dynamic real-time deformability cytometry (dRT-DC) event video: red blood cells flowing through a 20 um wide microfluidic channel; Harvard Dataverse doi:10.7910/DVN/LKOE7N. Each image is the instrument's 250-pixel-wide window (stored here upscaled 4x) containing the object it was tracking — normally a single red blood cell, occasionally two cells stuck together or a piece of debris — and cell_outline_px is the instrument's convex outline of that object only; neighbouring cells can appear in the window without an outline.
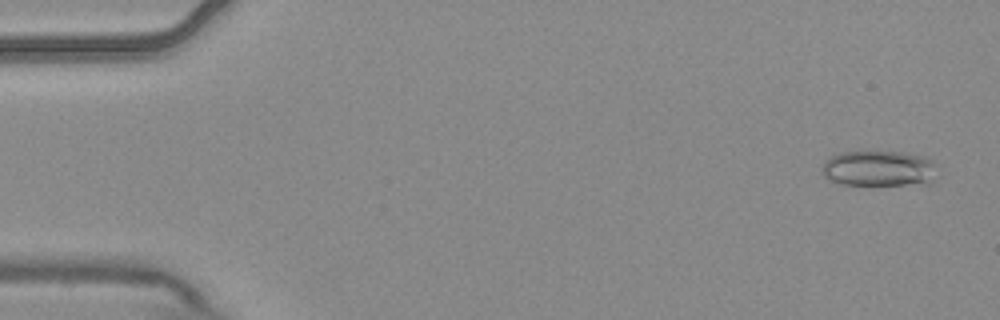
{"species": "common noctule bat (a hibernating species)", "species_latin": "Nyctalus noctula", "temperature_condition": "warm", "stored_images_in_passage": 6, "camera_frame_rate_fps": 3000, "um_per_image_px": 0.085, "animal": {"sex": "male", "body_mass_g": 20.4}, "frame": {"image": 1, "passage_image": 1, "time_ms": 0.0, "image_size_px": [1000, 320], "cell_outline_px": [[932, 184], [840, 184], [824, 176], [820, 168], [832, 156], [840, 152], [900, 152], [924, 156], [932, 160]], "centroid_in_image_um": [74.67, 14.32], "position_along_channel_um": 10.3, "area_um2": 23.41}}
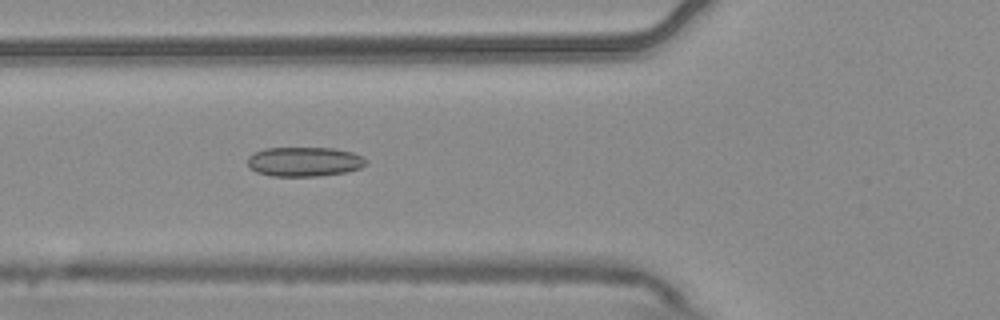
{"frame": {"image": 2, "passage_image": 6, "time_ms": 1.667, "image_size_px": [1000, 320], "cell_outline_px": [[368, 164], [360, 168], [344, 172], [320, 176], [272, 176], [256, 172], [248, 168], [248, 156], [264, 148], [332, 148], [352, 152], [364, 156], [368, 160]], "centroid_in_image_um": [25.88, 13.74], "position_along_channel_um": 99.9, "area_um2": 20.52}}